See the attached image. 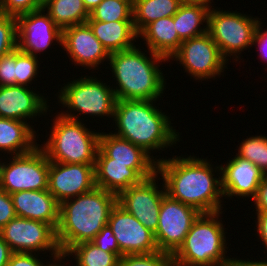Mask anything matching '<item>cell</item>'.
I'll return each instance as SVG.
<instances>
[{
  "label": "cell",
  "instance_id": "obj_40",
  "mask_svg": "<svg viewBox=\"0 0 267 266\" xmlns=\"http://www.w3.org/2000/svg\"><path fill=\"white\" fill-rule=\"evenodd\" d=\"M261 19H258L257 31L252 43L253 46H258L256 49L260 51L258 56L259 58L267 64V28L263 30ZM267 67V66H266Z\"/></svg>",
  "mask_w": 267,
  "mask_h": 266
},
{
  "label": "cell",
  "instance_id": "obj_13",
  "mask_svg": "<svg viewBox=\"0 0 267 266\" xmlns=\"http://www.w3.org/2000/svg\"><path fill=\"white\" fill-rule=\"evenodd\" d=\"M158 176L156 172L153 176L143 179L139 184L130 186L117 195V204L154 234L158 226L162 198L166 194L164 182L162 187L158 185V180L161 179Z\"/></svg>",
  "mask_w": 267,
  "mask_h": 266
},
{
  "label": "cell",
  "instance_id": "obj_26",
  "mask_svg": "<svg viewBox=\"0 0 267 266\" xmlns=\"http://www.w3.org/2000/svg\"><path fill=\"white\" fill-rule=\"evenodd\" d=\"M211 5L213 6V4L200 3H182L180 5L174 15V25L182 40L191 39L207 32L208 13Z\"/></svg>",
  "mask_w": 267,
  "mask_h": 266
},
{
  "label": "cell",
  "instance_id": "obj_34",
  "mask_svg": "<svg viewBox=\"0 0 267 266\" xmlns=\"http://www.w3.org/2000/svg\"><path fill=\"white\" fill-rule=\"evenodd\" d=\"M17 48L16 17L0 12V58Z\"/></svg>",
  "mask_w": 267,
  "mask_h": 266
},
{
  "label": "cell",
  "instance_id": "obj_15",
  "mask_svg": "<svg viewBox=\"0 0 267 266\" xmlns=\"http://www.w3.org/2000/svg\"><path fill=\"white\" fill-rule=\"evenodd\" d=\"M107 224L117 239L120 258L127 254H147L159 251L154 233L117 203L111 209Z\"/></svg>",
  "mask_w": 267,
  "mask_h": 266
},
{
  "label": "cell",
  "instance_id": "obj_16",
  "mask_svg": "<svg viewBox=\"0 0 267 266\" xmlns=\"http://www.w3.org/2000/svg\"><path fill=\"white\" fill-rule=\"evenodd\" d=\"M157 172V163H120L112 158H96L95 186L118 195Z\"/></svg>",
  "mask_w": 267,
  "mask_h": 266
},
{
  "label": "cell",
  "instance_id": "obj_27",
  "mask_svg": "<svg viewBox=\"0 0 267 266\" xmlns=\"http://www.w3.org/2000/svg\"><path fill=\"white\" fill-rule=\"evenodd\" d=\"M181 4L180 0H134L132 12L136 32L139 34L159 18L174 16Z\"/></svg>",
  "mask_w": 267,
  "mask_h": 266
},
{
  "label": "cell",
  "instance_id": "obj_6",
  "mask_svg": "<svg viewBox=\"0 0 267 266\" xmlns=\"http://www.w3.org/2000/svg\"><path fill=\"white\" fill-rule=\"evenodd\" d=\"M85 125L58 113L46 143L38 146L51 162L95 164L100 132L91 131Z\"/></svg>",
  "mask_w": 267,
  "mask_h": 266
},
{
  "label": "cell",
  "instance_id": "obj_42",
  "mask_svg": "<svg viewBox=\"0 0 267 266\" xmlns=\"http://www.w3.org/2000/svg\"><path fill=\"white\" fill-rule=\"evenodd\" d=\"M256 220L255 221V228L258 233L256 236L259 237L261 240V244L267 251V212H255ZM267 253V252H266Z\"/></svg>",
  "mask_w": 267,
  "mask_h": 266
},
{
  "label": "cell",
  "instance_id": "obj_22",
  "mask_svg": "<svg viewBox=\"0 0 267 266\" xmlns=\"http://www.w3.org/2000/svg\"><path fill=\"white\" fill-rule=\"evenodd\" d=\"M33 127L30 122L0 118V156L2 153L13 156L33 151L39 145L36 142L39 135Z\"/></svg>",
  "mask_w": 267,
  "mask_h": 266
},
{
  "label": "cell",
  "instance_id": "obj_46",
  "mask_svg": "<svg viewBox=\"0 0 267 266\" xmlns=\"http://www.w3.org/2000/svg\"><path fill=\"white\" fill-rule=\"evenodd\" d=\"M103 0H83L84 7L90 13L94 8H96Z\"/></svg>",
  "mask_w": 267,
  "mask_h": 266
},
{
  "label": "cell",
  "instance_id": "obj_39",
  "mask_svg": "<svg viewBox=\"0 0 267 266\" xmlns=\"http://www.w3.org/2000/svg\"><path fill=\"white\" fill-rule=\"evenodd\" d=\"M7 266H43L36 253H12Z\"/></svg>",
  "mask_w": 267,
  "mask_h": 266
},
{
  "label": "cell",
  "instance_id": "obj_4",
  "mask_svg": "<svg viewBox=\"0 0 267 266\" xmlns=\"http://www.w3.org/2000/svg\"><path fill=\"white\" fill-rule=\"evenodd\" d=\"M116 203L117 195L99 187L63 201L59 205L56 228L60 251L67 252L76 244L91 242L107 225Z\"/></svg>",
  "mask_w": 267,
  "mask_h": 266
},
{
  "label": "cell",
  "instance_id": "obj_20",
  "mask_svg": "<svg viewBox=\"0 0 267 266\" xmlns=\"http://www.w3.org/2000/svg\"><path fill=\"white\" fill-rule=\"evenodd\" d=\"M220 169L224 199L248 197L252 200L255 197L263 178V172L258 167L235 155L224 166L221 164Z\"/></svg>",
  "mask_w": 267,
  "mask_h": 266
},
{
  "label": "cell",
  "instance_id": "obj_48",
  "mask_svg": "<svg viewBox=\"0 0 267 266\" xmlns=\"http://www.w3.org/2000/svg\"><path fill=\"white\" fill-rule=\"evenodd\" d=\"M123 1H128L133 6L134 0H123Z\"/></svg>",
  "mask_w": 267,
  "mask_h": 266
},
{
  "label": "cell",
  "instance_id": "obj_36",
  "mask_svg": "<svg viewBox=\"0 0 267 266\" xmlns=\"http://www.w3.org/2000/svg\"><path fill=\"white\" fill-rule=\"evenodd\" d=\"M91 242L101 250L115 253L120 258L117 239L108 224L103 227Z\"/></svg>",
  "mask_w": 267,
  "mask_h": 266
},
{
  "label": "cell",
  "instance_id": "obj_5",
  "mask_svg": "<svg viewBox=\"0 0 267 266\" xmlns=\"http://www.w3.org/2000/svg\"><path fill=\"white\" fill-rule=\"evenodd\" d=\"M222 212L200 213L184 243L173 254L174 266L236 265L237 258L226 256L229 247L226 243V228L220 219Z\"/></svg>",
  "mask_w": 267,
  "mask_h": 266
},
{
  "label": "cell",
  "instance_id": "obj_45",
  "mask_svg": "<svg viewBox=\"0 0 267 266\" xmlns=\"http://www.w3.org/2000/svg\"><path fill=\"white\" fill-rule=\"evenodd\" d=\"M236 264L238 266H267V259L266 260H249V258H247V260L245 259H237Z\"/></svg>",
  "mask_w": 267,
  "mask_h": 266
},
{
  "label": "cell",
  "instance_id": "obj_10",
  "mask_svg": "<svg viewBox=\"0 0 267 266\" xmlns=\"http://www.w3.org/2000/svg\"><path fill=\"white\" fill-rule=\"evenodd\" d=\"M170 59L179 62L185 69L184 72L198 82L211 78L215 80V77L224 74L228 63L208 32L183 40Z\"/></svg>",
  "mask_w": 267,
  "mask_h": 266
},
{
  "label": "cell",
  "instance_id": "obj_2",
  "mask_svg": "<svg viewBox=\"0 0 267 266\" xmlns=\"http://www.w3.org/2000/svg\"><path fill=\"white\" fill-rule=\"evenodd\" d=\"M156 101L116 100L113 116L115 124H111L116 128L114 135L141 147L150 155L154 151L170 150L172 145L176 146L177 142L182 141L181 133L171 125L172 119L155 105Z\"/></svg>",
  "mask_w": 267,
  "mask_h": 266
},
{
  "label": "cell",
  "instance_id": "obj_18",
  "mask_svg": "<svg viewBox=\"0 0 267 266\" xmlns=\"http://www.w3.org/2000/svg\"><path fill=\"white\" fill-rule=\"evenodd\" d=\"M62 47L69 60L71 58V64L82 66L84 70H98L99 65H103L104 61L108 64L110 53L94 36L87 23L62 29Z\"/></svg>",
  "mask_w": 267,
  "mask_h": 266
},
{
  "label": "cell",
  "instance_id": "obj_17",
  "mask_svg": "<svg viewBox=\"0 0 267 266\" xmlns=\"http://www.w3.org/2000/svg\"><path fill=\"white\" fill-rule=\"evenodd\" d=\"M95 164L51 162L48 191L61 204L95 188Z\"/></svg>",
  "mask_w": 267,
  "mask_h": 266
},
{
  "label": "cell",
  "instance_id": "obj_29",
  "mask_svg": "<svg viewBox=\"0 0 267 266\" xmlns=\"http://www.w3.org/2000/svg\"><path fill=\"white\" fill-rule=\"evenodd\" d=\"M67 253L76 266H119L120 258L115 253L103 251L92 242L76 244Z\"/></svg>",
  "mask_w": 267,
  "mask_h": 266
},
{
  "label": "cell",
  "instance_id": "obj_47",
  "mask_svg": "<svg viewBox=\"0 0 267 266\" xmlns=\"http://www.w3.org/2000/svg\"><path fill=\"white\" fill-rule=\"evenodd\" d=\"M182 3H200V4H211L213 0H180ZM212 1V2H211Z\"/></svg>",
  "mask_w": 267,
  "mask_h": 266
},
{
  "label": "cell",
  "instance_id": "obj_12",
  "mask_svg": "<svg viewBox=\"0 0 267 266\" xmlns=\"http://www.w3.org/2000/svg\"><path fill=\"white\" fill-rule=\"evenodd\" d=\"M199 215L200 212L196 208L165 194L154 234L158 250L174 254L184 243L186 235Z\"/></svg>",
  "mask_w": 267,
  "mask_h": 266
},
{
  "label": "cell",
  "instance_id": "obj_9",
  "mask_svg": "<svg viewBox=\"0 0 267 266\" xmlns=\"http://www.w3.org/2000/svg\"><path fill=\"white\" fill-rule=\"evenodd\" d=\"M0 158L1 190L13 194L48 189L50 161L39 146L29 153L13 155L7 162Z\"/></svg>",
  "mask_w": 267,
  "mask_h": 266
},
{
  "label": "cell",
  "instance_id": "obj_11",
  "mask_svg": "<svg viewBox=\"0 0 267 266\" xmlns=\"http://www.w3.org/2000/svg\"><path fill=\"white\" fill-rule=\"evenodd\" d=\"M0 236L9 245L13 253H36L55 255L60 251L56 230L48 223L32 219L15 217L2 229Z\"/></svg>",
  "mask_w": 267,
  "mask_h": 266
},
{
  "label": "cell",
  "instance_id": "obj_37",
  "mask_svg": "<svg viewBox=\"0 0 267 266\" xmlns=\"http://www.w3.org/2000/svg\"><path fill=\"white\" fill-rule=\"evenodd\" d=\"M16 85L15 50L0 58V86Z\"/></svg>",
  "mask_w": 267,
  "mask_h": 266
},
{
  "label": "cell",
  "instance_id": "obj_25",
  "mask_svg": "<svg viewBox=\"0 0 267 266\" xmlns=\"http://www.w3.org/2000/svg\"><path fill=\"white\" fill-rule=\"evenodd\" d=\"M96 158H112L120 163H157V157L112 132H100ZM155 158V159H154Z\"/></svg>",
  "mask_w": 267,
  "mask_h": 266
},
{
  "label": "cell",
  "instance_id": "obj_21",
  "mask_svg": "<svg viewBox=\"0 0 267 266\" xmlns=\"http://www.w3.org/2000/svg\"><path fill=\"white\" fill-rule=\"evenodd\" d=\"M10 195L17 217L48 223L56 230L60 204L48 189L25 190Z\"/></svg>",
  "mask_w": 267,
  "mask_h": 266
},
{
  "label": "cell",
  "instance_id": "obj_30",
  "mask_svg": "<svg viewBox=\"0 0 267 266\" xmlns=\"http://www.w3.org/2000/svg\"><path fill=\"white\" fill-rule=\"evenodd\" d=\"M133 6L123 0H103L90 12L87 21H133Z\"/></svg>",
  "mask_w": 267,
  "mask_h": 266
},
{
  "label": "cell",
  "instance_id": "obj_32",
  "mask_svg": "<svg viewBox=\"0 0 267 266\" xmlns=\"http://www.w3.org/2000/svg\"><path fill=\"white\" fill-rule=\"evenodd\" d=\"M38 57L15 49V71H16V85L31 87L32 81H35L39 74V60ZM31 84V85H29Z\"/></svg>",
  "mask_w": 267,
  "mask_h": 266
},
{
  "label": "cell",
  "instance_id": "obj_38",
  "mask_svg": "<svg viewBox=\"0 0 267 266\" xmlns=\"http://www.w3.org/2000/svg\"><path fill=\"white\" fill-rule=\"evenodd\" d=\"M15 217L11 195L0 189V229Z\"/></svg>",
  "mask_w": 267,
  "mask_h": 266
},
{
  "label": "cell",
  "instance_id": "obj_1",
  "mask_svg": "<svg viewBox=\"0 0 267 266\" xmlns=\"http://www.w3.org/2000/svg\"><path fill=\"white\" fill-rule=\"evenodd\" d=\"M166 158H158L157 162V173L161 175L166 194L196 208L200 213L223 210L225 205L222 198L224 196L219 173L220 165L214 167L207 158H199L194 154L188 157L173 155L171 158Z\"/></svg>",
  "mask_w": 267,
  "mask_h": 266
},
{
  "label": "cell",
  "instance_id": "obj_14",
  "mask_svg": "<svg viewBox=\"0 0 267 266\" xmlns=\"http://www.w3.org/2000/svg\"><path fill=\"white\" fill-rule=\"evenodd\" d=\"M16 20L17 48L20 51L38 57V53L45 52L51 45L62 46V29L43 8L18 15Z\"/></svg>",
  "mask_w": 267,
  "mask_h": 266
},
{
  "label": "cell",
  "instance_id": "obj_24",
  "mask_svg": "<svg viewBox=\"0 0 267 266\" xmlns=\"http://www.w3.org/2000/svg\"><path fill=\"white\" fill-rule=\"evenodd\" d=\"M86 23L109 53L131 49L136 46L135 42L139 39L133 21H87Z\"/></svg>",
  "mask_w": 267,
  "mask_h": 266
},
{
  "label": "cell",
  "instance_id": "obj_31",
  "mask_svg": "<svg viewBox=\"0 0 267 266\" xmlns=\"http://www.w3.org/2000/svg\"><path fill=\"white\" fill-rule=\"evenodd\" d=\"M242 141L238 144L236 156L250 161L264 173L267 169V136L252 135Z\"/></svg>",
  "mask_w": 267,
  "mask_h": 266
},
{
  "label": "cell",
  "instance_id": "obj_19",
  "mask_svg": "<svg viewBox=\"0 0 267 266\" xmlns=\"http://www.w3.org/2000/svg\"><path fill=\"white\" fill-rule=\"evenodd\" d=\"M33 89V86L32 89L21 85L0 86V118L27 122L47 115L52 108L48 99Z\"/></svg>",
  "mask_w": 267,
  "mask_h": 266
},
{
  "label": "cell",
  "instance_id": "obj_44",
  "mask_svg": "<svg viewBox=\"0 0 267 266\" xmlns=\"http://www.w3.org/2000/svg\"><path fill=\"white\" fill-rule=\"evenodd\" d=\"M12 253L9 245L0 236V266H7Z\"/></svg>",
  "mask_w": 267,
  "mask_h": 266
},
{
  "label": "cell",
  "instance_id": "obj_7",
  "mask_svg": "<svg viewBox=\"0 0 267 266\" xmlns=\"http://www.w3.org/2000/svg\"><path fill=\"white\" fill-rule=\"evenodd\" d=\"M83 76H79L77 80L73 78V81L64 83L61 90L59 89L58 95H56L58 103L67 110L58 113L78 121H83L79 115L93 116L92 118L106 116L113 120L117 100L113 86L107 85L97 76Z\"/></svg>",
  "mask_w": 267,
  "mask_h": 266
},
{
  "label": "cell",
  "instance_id": "obj_23",
  "mask_svg": "<svg viewBox=\"0 0 267 266\" xmlns=\"http://www.w3.org/2000/svg\"><path fill=\"white\" fill-rule=\"evenodd\" d=\"M174 16L159 18L148 24L140 33L147 49L169 60L179 49L182 39L175 30Z\"/></svg>",
  "mask_w": 267,
  "mask_h": 266
},
{
  "label": "cell",
  "instance_id": "obj_49",
  "mask_svg": "<svg viewBox=\"0 0 267 266\" xmlns=\"http://www.w3.org/2000/svg\"><path fill=\"white\" fill-rule=\"evenodd\" d=\"M263 177H265L267 179V169L266 171L263 173Z\"/></svg>",
  "mask_w": 267,
  "mask_h": 266
},
{
  "label": "cell",
  "instance_id": "obj_28",
  "mask_svg": "<svg viewBox=\"0 0 267 266\" xmlns=\"http://www.w3.org/2000/svg\"><path fill=\"white\" fill-rule=\"evenodd\" d=\"M43 9L61 29L85 24L90 17L83 0H44Z\"/></svg>",
  "mask_w": 267,
  "mask_h": 266
},
{
  "label": "cell",
  "instance_id": "obj_8",
  "mask_svg": "<svg viewBox=\"0 0 267 266\" xmlns=\"http://www.w3.org/2000/svg\"><path fill=\"white\" fill-rule=\"evenodd\" d=\"M250 15L212 6L209 9L207 32L228 62L231 56L235 62L242 60V51L253 47L259 17Z\"/></svg>",
  "mask_w": 267,
  "mask_h": 266
},
{
  "label": "cell",
  "instance_id": "obj_43",
  "mask_svg": "<svg viewBox=\"0 0 267 266\" xmlns=\"http://www.w3.org/2000/svg\"><path fill=\"white\" fill-rule=\"evenodd\" d=\"M67 257L70 258V255L67 252L59 251L58 253H56L55 255H52L50 257V259H49L50 261H48L47 263L44 261L43 266H65V265H67V263L63 260L66 259L68 261ZM51 260H52V262H51ZM61 262L63 263L62 265H61ZM69 266H71V265L69 264ZM72 266H73V264H72Z\"/></svg>",
  "mask_w": 267,
  "mask_h": 266
},
{
  "label": "cell",
  "instance_id": "obj_41",
  "mask_svg": "<svg viewBox=\"0 0 267 266\" xmlns=\"http://www.w3.org/2000/svg\"><path fill=\"white\" fill-rule=\"evenodd\" d=\"M252 201L256 212H267V179L265 177L262 178Z\"/></svg>",
  "mask_w": 267,
  "mask_h": 266
},
{
  "label": "cell",
  "instance_id": "obj_3",
  "mask_svg": "<svg viewBox=\"0 0 267 266\" xmlns=\"http://www.w3.org/2000/svg\"><path fill=\"white\" fill-rule=\"evenodd\" d=\"M140 48L135 46L110 53L108 64L112 68L110 69L112 78L116 81V86L112 88L117 100L154 101L159 97L163 98L161 96L167 88L165 82L167 79L159 67L162 62L169 60L150 50Z\"/></svg>",
  "mask_w": 267,
  "mask_h": 266
},
{
  "label": "cell",
  "instance_id": "obj_35",
  "mask_svg": "<svg viewBox=\"0 0 267 266\" xmlns=\"http://www.w3.org/2000/svg\"><path fill=\"white\" fill-rule=\"evenodd\" d=\"M44 0H0V12L17 17L43 8Z\"/></svg>",
  "mask_w": 267,
  "mask_h": 266
},
{
  "label": "cell",
  "instance_id": "obj_33",
  "mask_svg": "<svg viewBox=\"0 0 267 266\" xmlns=\"http://www.w3.org/2000/svg\"><path fill=\"white\" fill-rule=\"evenodd\" d=\"M119 266H174L173 254L164 251L147 254H127L119 259Z\"/></svg>",
  "mask_w": 267,
  "mask_h": 266
}]
</instances>
